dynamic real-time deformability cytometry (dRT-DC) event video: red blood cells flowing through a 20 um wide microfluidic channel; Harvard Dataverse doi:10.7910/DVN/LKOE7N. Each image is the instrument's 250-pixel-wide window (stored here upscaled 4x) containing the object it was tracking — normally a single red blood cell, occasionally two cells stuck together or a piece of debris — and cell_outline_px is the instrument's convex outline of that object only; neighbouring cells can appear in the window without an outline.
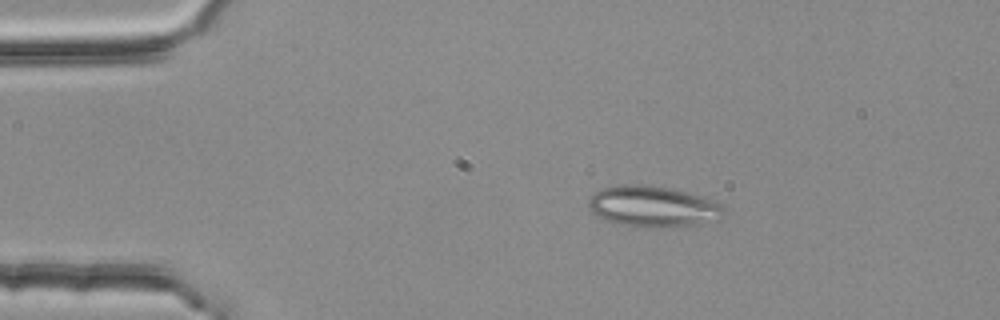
{"species": "common noctule bat (a hibernating species)", "species_latin": "Nyctalus noctula", "temperature_condition": "room temperature", "stored_images_in_passage": 53, "segment_of_instrument_passage": [1, 2], "camera_frame_rate_fps": 3000, "um_per_image_px": 0.085, "animal": {"sex": "female", "body_mass_g": 25.1}, "frame": {"image": 1, "passage_image": 9, "time_ms": 2.667, "image_size_px": [1000, 320], "cell_outline_px": [[724, 220], [672, 228], [652, 228], [620, 224], [604, 220], [596, 216], [592, 212], [588, 204], [588, 200], [596, 192], [604, 188], [624, 184], [636, 184], [668, 188], [716, 200], [724, 204]], "centroid_in_image_um": [55.58, 17.59], "position_along_channel_um": 29.4, "area_um2": 32.71}}